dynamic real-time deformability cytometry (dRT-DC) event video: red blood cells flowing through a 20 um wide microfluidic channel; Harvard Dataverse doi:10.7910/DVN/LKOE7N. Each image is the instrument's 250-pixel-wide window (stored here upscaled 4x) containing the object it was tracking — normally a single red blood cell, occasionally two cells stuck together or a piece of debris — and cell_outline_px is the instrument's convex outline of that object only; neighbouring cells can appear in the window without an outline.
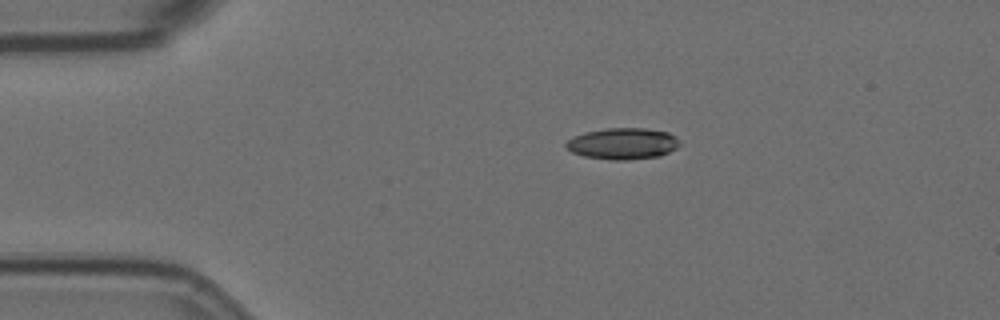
{"species": "Egyptian fruit bat (a non-hibernating species)", "species_latin": "Rousettus aegyptiacus", "temperature_condition": "room temperature", "stored_images_in_passage": 5, "camera_frame_rate_fps": 3000, "um_per_image_px": 0.085, "animal": {"sex": "female"}, "frame": {"image": 1, "passage_image": 1, "time_ms": 0.0, "image_size_px": [1000, 320], "cell_outline_px": [[680, 144], [676, 148], [660, 156], [628, 160], [612, 160], [584, 156], [572, 152], [564, 144], [572, 136], [584, 132], [608, 128], [644, 128], [668, 132], [676, 136]], "centroid_in_image_um": [52.93, 12.2], "position_along_channel_um": 32.1, "area_um2": 20.81}}
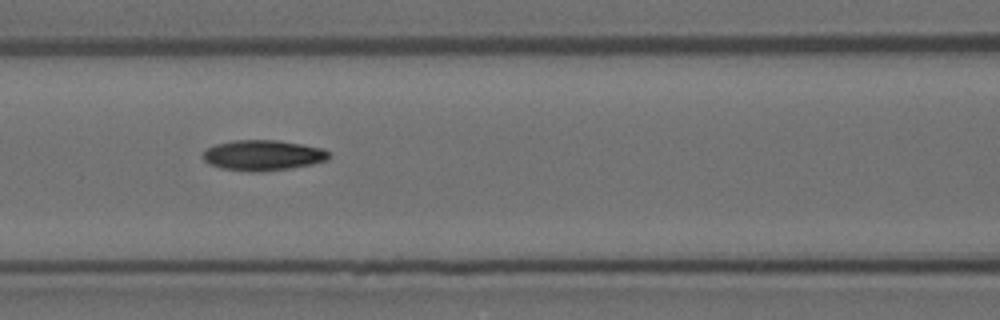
{"frame": {"image": 2, "passage_image": 4, "time_ms": 4.333, "image_size_px": [1000, 320], "cell_outline_px": [[332, 156], [328, 160], [312, 164], [292, 168], [260, 172], [248, 172], [220, 168], [208, 164], [204, 160], [204, 152], [208, 148], [216, 144], [232, 140], [276, 140], [300, 144], [320, 148], [328, 152]], "centroid_in_image_um": [22.34, 13.21], "position_along_channel_um": 144.3, "area_um2": 22.43}}
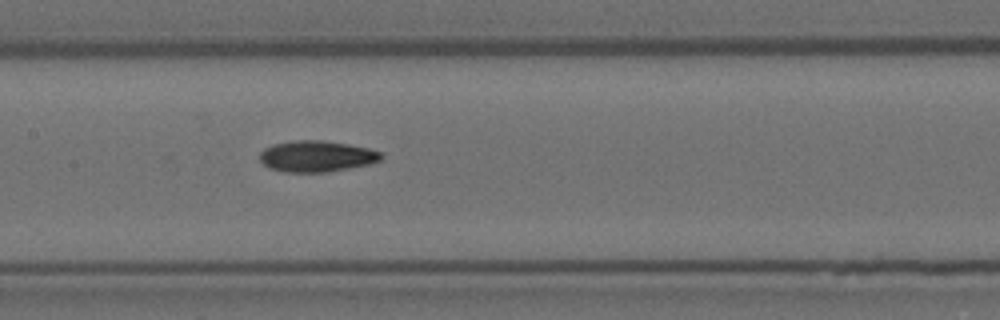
{"frame": {"image": 3, "passage_image": 5, "time_ms": 5.333, "image_size_px": [1000, 320], "cell_outline_px": [[384, 156], [380, 160], [368, 164], [328, 172], [284, 172], [268, 168], [260, 160], [260, 152], [264, 148], [272, 144], [292, 140], [320, 140], [348, 144], [368, 148], [380, 152]], "centroid_in_image_um": [26.87, 13.28], "position_along_channel_um": 180.5, "area_um2": 22.08}}